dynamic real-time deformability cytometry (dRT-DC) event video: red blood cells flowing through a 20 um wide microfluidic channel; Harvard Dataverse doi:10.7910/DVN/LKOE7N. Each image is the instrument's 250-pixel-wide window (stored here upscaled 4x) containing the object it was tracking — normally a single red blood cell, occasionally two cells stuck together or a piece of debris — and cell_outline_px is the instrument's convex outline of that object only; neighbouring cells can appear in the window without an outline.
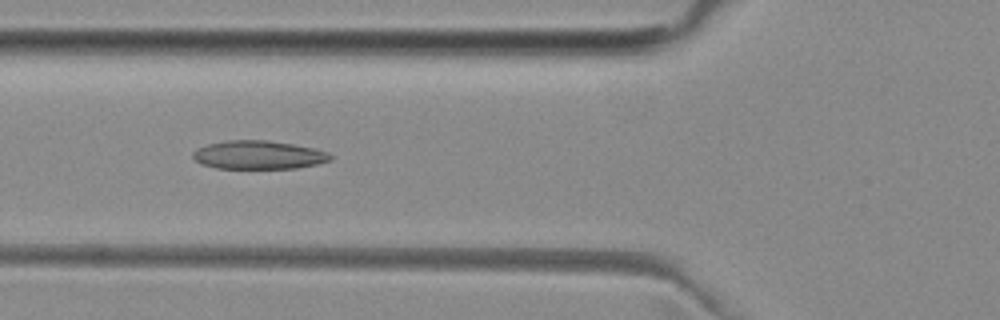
{"species": "common noctule bat (a hibernating species)", "species_latin": "Nyctalus noctula", "temperature_condition": "room temperature", "stored_images_in_passage": 50, "camera_frame_rate_fps": 3000, "um_per_image_px": 0.085, "animal": {"sex": "female", "body_mass_g": 29.2, "forearm_length_mm": 56.3}, "frame": {"image": 1, "passage_image": 18, "time_ms": 5.667, "image_size_px": [1000, 320], "cell_outline_px": [[332, 160], [320, 164], [296, 168], [216, 168], [200, 164], [192, 156], [192, 152], [196, 148], [208, 144], [228, 140], [268, 140], [292, 144], [312, 148], [328, 152], [332, 156]], "centroid_in_image_um": [21.97, 13.17], "position_along_channel_um": 103.8, "area_um2": 22.89}}
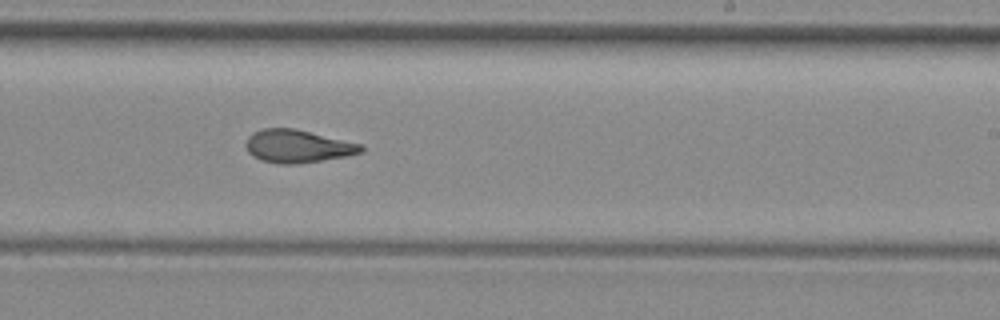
{"frame": {"image": 2, "passage_image": 30, "time_ms": 9.667, "image_size_px": [1000, 320], "cell_outline_px": [[364, 152], [344, 156], [320, 160], [292, 164], [280, 164], [260, 160], [252, 156], [248, 152], [244, 144], [248, 136], [252, 132], [264, 128], [292, 128], [364, 144]], "centroid_in_image_um": [25.27, 12.42], "position_along_channel_um": 263.7, "area_um2": 22.08}}
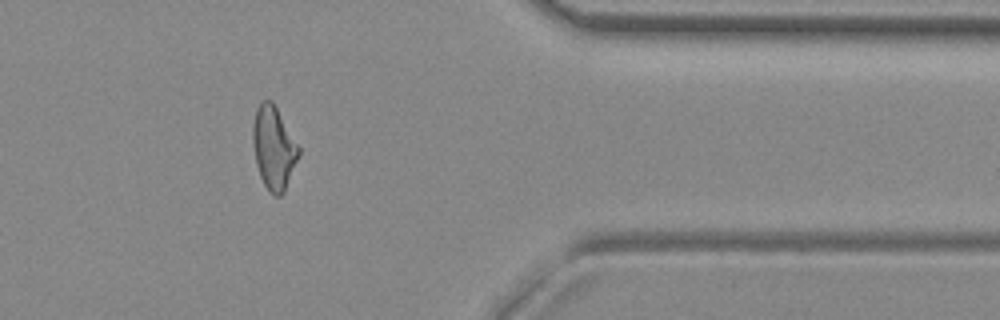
{"frame": {"image": 3, "passage_image": 41, "time_ms": 13.333, "image_size_px": [1000, 320], "cell_outline_px": [[300, 156], [284, 192], [280, 196], [276, 196], [264, 184], [260, 176], [256, 164], [252, 140], [252, 124], [256, 108], [264, 100], [272, 100], [300, 148]], "centroid_in_image_um": [23.26, 12.56], "position_along_channel_um": 388.1, "area_um2": 22.14}, "authors_computed_cell_mechanics": {"area_um2": 22.3397, "velocity_mm_per_s": 3.9937, "shape_relaxation_time_tau1_ms": null, "shape_relaxation_time_tau2_ms": 2.3565, "deformation_change_tau1": null, "deformation_change_tau2": 0.1124}}